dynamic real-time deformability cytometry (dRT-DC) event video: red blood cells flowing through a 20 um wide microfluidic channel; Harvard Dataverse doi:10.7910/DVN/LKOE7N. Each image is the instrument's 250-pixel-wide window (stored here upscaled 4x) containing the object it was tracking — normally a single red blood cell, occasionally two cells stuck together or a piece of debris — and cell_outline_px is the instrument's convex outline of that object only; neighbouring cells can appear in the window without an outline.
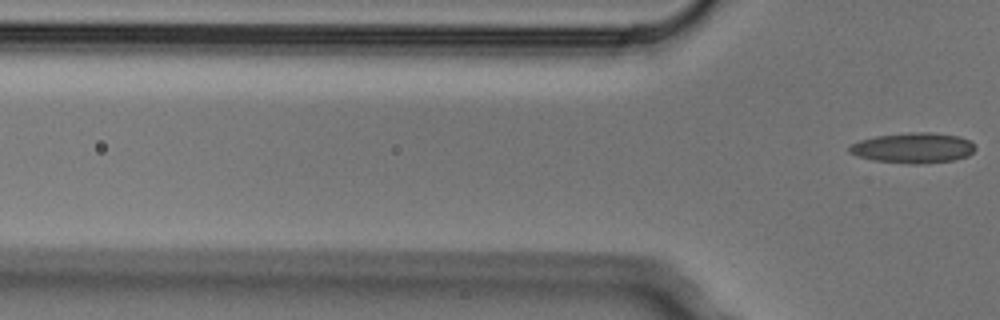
{"species": "Egyptian fruit bat (a non-hibernating species)", "species_latin": "Rousettus aegyptiacus", "temperature_condition": "cold", "stored_images_in_passage": 3, "segment_of_instrument_passage": [2, 2], "camera_frame_rate_fps": 3000, "um_per_image_px": 0.085, "animal": {"sex": "male"}, "frame": {"image": 1, "passage_image": 3, "time_ms": 0.667, "image_size_px": [1000, 320], "cell_outline_px": [[976, 148], [968, 156], [956, 160], [916, 164], [912, 164], [872, 160], [856, 156], [848, 152], [848, 148], [852, 144], [860, 140], [876, 136], [912, 132], [932, 132], [960, 136], [968, 140]], "centroid_in_image_um": [77.61, 12.57], "position_along_channel_um": 48.2, "area_um2": 22.31}}